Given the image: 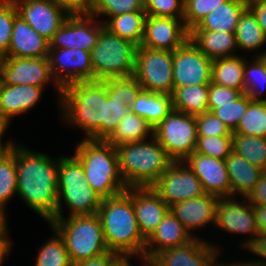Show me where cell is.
I'll return each instance as SVG.
<instances>
[{
	"mask_svg": "<svg viewBox=\"0 0 266 266\" xmlns=\"http://www.w3.org/2000/svg\"><path fill=\"white\" fill-rule=\"evenodd\" d=\"M245 56V57H244ZM230 56L212 61L211 82L244 93V64L246 55Z\"/></svg>",
	"mask_w": 266,
	"mask_h": 266,
	"instance_id": "obj_31",
	"label": "cell"
},
{
	"mask_svg": "<svg viewBox=\"0 0 266 266\" xmlns=\"http://www.w3.org/2000/svg\"><path fill=\"white\" fill-rule=\"evenodd\" d=\"M8 151L0 144V158L6 154Z\"/></svg>",
	"mask_w": 266,
	"mask_h": 266,
	"instance_id": "obj_62",
	"label": "cell"
},
{
	"mask_svg": "<svg viewBox=\"0 0 266 266\" xmlns=\"http://www.w3.org/2000/svg\"><path fill=\"white\" fill-rule=\"evenodd\" d=\"M95 18L87 11L71 12L49 41V48H79L91 53L105 28L102 20Z\"/></svg>",
	"mask_w": 266,
	"mask_h": 266,
	"instance_id": "obj_11",
	"label": "cell"
},
{
	"mask_svg": "<svg viewBox=\"0 0 266 266\" xmlns=\"http://www.w3.org/2000/svg\"><path fill=\"white\" fill-rule=\"evenodd\" d=\"M74 156L81 162L88 184L102 198L127 190L120 175L116 147L106 140L82 139Z\"/></svg>",
	"mask_w": 266,
	"mask_h": 266,
	"instance_id": "obj_4",
	"label": "cell"
},
{
	"mask_svg": "<svg viewBox=\"0 0 266 266\" xmlns=\"http://www.w3.org/2000/svg\"><path fill=\"white\" fill-rule=\"evenodd\" d=\"M17 195V171L15 152L11 149L0 158V208L6 211V204Z\"/></svg>",
	"mask_w": 266,
	"mask_h": 266,
	"instance_id": "obj_39",
	"label": "cell"
},
{
	"mask_svg": "<svg viewBox=\"0 0 266 266\" xmlns=\"http://www.w3.org/2000/svg\"><path fill=\"white\" fill-rule=\"evenodd\" d=\"M49 227L54 235L38 251L35 266H72L63 238L50 225Z\"/></svg>",
	"mask_w": 266,
	"mask_h": 266,
	"instance_id": "obj_36",
	"label": "cell"
},
{
	"mask_svg": "<svg viewBox=\"0 0 266 266\" xmlns=\"http://www.w3.org/2000/svg\"><path fill=\"white\" fill-rule=\"evenodd\" d=\"M198 137L232 136L230 129L212 112L195 116Z\"/></svg>",
	"mask_w": 266,
	"mask_h": 266,
	"instance_id": "obj_47",
	"label": "cell"
},
{
	"mask_svg": "<svg viewBox=\"0 0 266 266\" xmlns=\"http://www.w3.org/2000/svg\"><path fill=\"white\" fill-rule=\"evenodd\" d=\"M59 4L67 7L71 12L88 11L91 0H56Z\"/></svg>",
	"mask_w": 266,
	"mask_h": 266,
	"instance_id": "obj_54",
	"label": "cell"
},
{
	"mask_svg": "<svg viewBox=\"0 0 266 266\" xmlns=\"http://www.w3.org/2000/svg\"><path fill=\"white\" fill-rule=\"evenodd\" d=\"M208 92L209 84L174 88L173 109L194 116L208 112Z\"/></svg>",
	"mask_w": 266,
	"mask_h": 266,
	"instance_id": "obj_33",
	"label": "cell"
},
{
	"mask_svg": "<svg viewBox=\"0 0 266 266\" xmlns=\"http://www.w3.org/2000/svg\"><path fill=\"white\" fill-rule=\"evenodd\" d=\"M184 162L199 178L205 193L219 198L231 197V182L224 160L193 152Z\"/></svg>",
	"mask_w": 266,
	"mask_h": 266,
	"instance_id": "obj_20",
	"label": "cell"
},
{
	"mask_svg": "<svg viewBox=\"0 0 266 266\" xmlns=\"http://www.w3.org/2000/svg\"><path fill=\"white\" fill-rule=\"evenodd\" d=\"M259 233H266V205H253Z\"/></svg>",
	"mask_w": 266,
	"mask_h": 266,
	"instance_id": "obj_55",
	"label": "cell"
},
{
	"mask_svg": "<svg viewBox=\"0 0 266 266\" xmlns=\"http://www.w3.org/2000/svg\"><path fill=\"white\" fill-rule=\"evenodd\" d=\"M119 256V254L109 250L106 253L74 263L72 266H110Z\"/></svg>",
	"mask_w": 266,
	"mask_h": 266,
	"instance_id": "obj_51",
	"label": "cell"
},
{
	"mask_svg": "<svg viewBox=\"0 0 266 266\" xmlns=\"http://www.w3.org/2000/svg\"><path fill=\"white\" fill-rule=\"evenodd\" d=\"M120 175L127 187H151L173 160L152 136L116 147Z\"/></svg>",
	"mask_w": 266,
	"mask_h": 266,
	"instance_id": "obj_5",
	"label": "cell"
},
{
	"mask_svg": "<svg viewBox=\"0 0 266 266\" xmlns=\"http://www.w3.org/2000/svg\"><path fill=\"white\" fill-rule=\"evenodd\" d=\"M43 87L32 85H5L0 82V114L12 122L16 115L33 109L40 101Z\"/></svg>",
	"mask_w": 266,
	"mask_h": 266,
	"instance_id": "obj_25",
	"label": "cell"
},
{
	"mask_svg": "<svg viewBox=\"0 0 266 266\" xmlns=\"http://www.w3.org/2000/svg\"><path fill=\"white\" fill-rule=\"evenodd\" d=\"M153 136L173 161H184L195 151L197 144L195 116L172 109L153 128Z\"/></svg>",
	"mask_w": 266,
	"mask_h": 266,
	"instance_id": "obj_9",
	"label": "cell"
},
{
	"mask_svg": "<svg viewBox=\"0 0 266 266\" xmlns=\"http://www.w3.org/2000/svg\"><path fill=\"white\" fill-rule=\"evenodd\" d=\"M244 199V200H243ZM215 226L228 233L239 235L249 234V238L240 245L247 249L259 234L257 220L253 205L246 197L219 198L216 206Z\"/></svg>",
	"mask_w": 266,
	"mask_h": 266,
	"instance_id": "obj_13",
	"label": "cell"
},
{
	"mask_svg": "<svg viewBox=\"0 0 266 266\" xmlns=\"http://www.w3.org/2000/svg\"><path fill=\"white\" fill-rule=\"evenodd\" d=\"M102 199L88 184L81 162L74 155L59 156L58 199L55 217L64 216V205L70 210L68 217L96 214Z\"/></svg>",
	"mask_w": 266,
	"mask_h": 266,
	"instance_id": "obj_6",
	"label": "cell"
},
{
	"mask_svg": "<svg viewBox=\"0 0 266 266\" xmlns=\"http://www.w3.org/2000/svg\"><path fill=\"white\" fill-rule=\"evenodd\" d=\"M232 150L250 164L266 170V138L242 134L232 135Z\"/></svg>",
	"mask_w": 266,
	"mask_h": 266,
	"instance_id": "obj_35",
	"label": "cell"
},
{
	"mask_svg": "<svg viewBox=\"0 0 266 266\" xmlns=\"http://www.w3.org/2000/svg\"><path fill=\"white\" fill-rule=\"evenodd\" d=\"M133 206L138 228L147 240L169 211L152 187H133Z\"/></svg>",
	"mask_w": 266,
	"mask_h": 266,
	"instance_id": "obj_21",
	"label": "cell"
},
{
	"mask_svg": "<svg viewBox=\"0 0 266 266\" xmlns=\"http://www.w3.org/2000/svg\"><path fill=\"white\" fill-rule=\"evenodd\" d=\"M193 238L169 210L152 235L146 240L144 265L160 251L184 245Z\"/></svg>",
	"mask_w": 266,
	"mask_h": 266,
	"instance_id": "obj_23",
	"label": "cell"
},
{
	"mask_svg": "<svg viewBox=\"0 0 266 266\" xmlns=\"http://www.w3.org/2000/svg\"><path fill=\"white\" fill-rule=\"evenodd\" d=\"M18 16L50 41L71 11L56 0H13Z\"/></svg>",
	"mask_w": 266,
	"mask_h": 266,
	"instance_id": "obj_16",
	"label": "cell"
},
{
	"mask_svg": "<svg viewBox=\"0 0 266 266\" xmlns=\"http://www.w3.org/2000/svg\"><path fill=\"white\" fill-rule=\"evenodd\" d=\"M220 250L202 238L157 253L145 266H215Z\"/></svg>",
	"mask_w": 266,
	"mask_h": 266,
	"instance_id": "obj_18",
	"label": "cell"
},
{
	"mask_svg": "<svg viewBox=\"0 0 266 266\" xmlns=\"http://www.w3.org/2000/svg\"><path fill=\"white\" fill-rule=\"evenodd\" d=\"M233 134L266 138V101H251Z\"/></svg>",
	"mask_w": 266,
	"mask_h": 266,
	"instance_id": "obj_37",
	"label": "cell"
},
{
	"mask_svg": "<svg viewBox=\"0 0 266 266\" xmlns=\"http://www.w3.org/2000/svg\"><path fill=\"white\" fill-rule=\"evenodd\" d=\"M173 109L172 97L168 94L142 90L129 110L143 117L153 128Z\"/></svg>",
	"mask_w": 266,
	"mask_h": 266,
	"instance_id": "obj_29",
	"label": "cell"
},
{
	"mask_svg": "<svg viewBox=\"0 0 266 266\" xmlns=\"http://www.w3.org/2000/svg\"><path fill=\"white\" fill-rule=\"evenodd\" d=\"M146 17L145 11L123 13L109 17L104 26L110 33L130 40L139 47L144 35Z\"/></svg>",
	"mask_w": 266,
	"mask_h": 266,
	"instance_id": "obj_32",
	"label": "cell"
},
{
	"mask_svg": "<svg viewBox=\"0 0 266 266\" xmlns=\"http://www.w3.org/2000/svg\"><path fill=\"white\" fill-rule=\"evenodd\" d=\"M6 217L5 211L0 208V238H9Z\"/></svg>",
	"mask_w": 266,
	"mask_h": 266,
	"instance_id": "obj_58",
	"label": "cell"
},
{
	"mask_svg": "<svg viewBox=\"0 0 266 266\" xmlns=\"http://www.w3.org/2000/svg\"><path fill=\"white\" fill-rule=\"evenodd\" d=\"M227 0H184L183 21L189 31L196 27L212 10Z\"/></svg>",
	"mask_w": 266,
	"mask_h": 266,
	"instance_id": "obj_44",
	"label": "cell"
},
{
	"mask_svg": "<svg viewBox=\"0 0 266 266\" xmlns=\"http://www.w3.org/2000/svg\"><path fill=\"white\" fill-rule=\"evenodd\" d=\"M235 34L240 51H259L262 49L260 47L266 44V36L259 26L256 16L249 8L240 16Z\"/></svg>",
	"mask_w": 266,
	"mask_h": 266,
	"instance_id": "obj_34",
	"label": "cell"
},
{
	"mask_svg": "<svg viewBox=\"0 0 266 266\" xmlns=\"http://www.w3.org/2000/svg\"><path fill=\"white\" fill-rule=\"evenodd\" d=\"M17 16L13 0H0V58L8 52L13 23Z\"/></svg>",
	"mask_w": 266,
	"mask_h": 266,
	"instance_id": "obj_45",
	"label": "cell"
},
{
	"mask_svg": "<svg viewBox=\"0 0 266 266\" xmlns=\"http://www.w3.org/2000/svg\"><path fill=\"white\" fill-rule=\"evenodd\" d=\"M17 195L48 224L55 219L58 199L59 158L16 143Z\"/></svg>",
	"mask_w": 266,
	"mask_h": 266,
	"instance_id": "obj_1",
	"label": "cell"
},
{
	"mask_svg": "<svg viewBox=\"0 0 266 266\" xmlns=\"http://www.w3.org/2000/svg\"><path fill=\"white\" fill-rule=\"evenodd\" d=\"M152 136L153 127L143 117L128 110L106 141L117 147L126 143L143 141Z\"/></svg>",
	"mask_w": 266,
	"mask_h": 266,
	"instance_id": "obj_30",
	"label": "cell"
},
{
	"mask_svg": "<svg viewBox=\"0 0 266 266\" xmlns=\"http://www.w3.org/2000/svg\"><path fill=\"white\" fill-rule=\"evenodd\" d=\"M49 41L17 16L13 23L11 43L3 57L48 58Z\"/></svg>",
	"mask_w": 266,
	"mask_h": 266,
	"instance_id": "obj_24",
	"label": "cell"
},
{
	"mask_svg": "<svg viewBox=\"0 0 266 266\" xmlns=\"http://www.w3.org/2000/svg\"><path fill=\"white\" fill-rule=\"evenodd\" d=\"M53 79L62 88L77 81H93L91 53L82 49L49 48Z\"/></svg>",
	"mask_w": 266,
	"mask_h": 266,
	"instance_id": "obj_17",
	"label": "cell"
},
{
	"mask_svg": "<svg viewBox=\"0 0 266 266\" xmlns=\"http://www.w3.org/2000/svg\"><path fill=\"white\" fill-rule=\"evenodd\" d=\"M248 8V0H227L207 14L191 30L225 31L236 33L240 16Z\"/></svg>",
	"mask_w": 266,
	"mask_h": 266,
	"instance_id": "obj_28",
	"label": "cell"
},
{
	"mask_svg": "<svg viewBox=\"0 0 266 266\" xmlns=\"http://www.w3.org/2000/svg\"><path fill=\"white\" fill-rule=\"evenodd\" d=\"M225 162L231 182V197H237V194L238 197H247L258 183L263 170L250 164L233 150Z\"/></svg>",
	"mask_w": 266,
	"mask_h": 266,
	"instance_id": "obj_27",
	"label": "cell"
},
{
	"mask_svg": "<svg viewBox=\"0 0 266 266\" xmlns=\"http://www.w3.org/2000/svg\"><path fill=\"white\" fill-rule=\"evenodd\" d=\"M138 46L104 28L91 51L93 80L133 76Z\"/></svg>",
	"mask_w": 266,
	"mask_h": 266,
	"instance_id": "obj_8",
	"label": "cell"
},
{
	"mask_svg": "<svg viewBox=\"0 0 266 266\" xmlns=\"http://www.w3.org/2000/svg\"><path fill=\"white\" fill-rule=\"evenodd\" d=\"M97 214L108 249L120 256H136L144 263L146 240L135 217L133 187L116 196L103 198Z\"/></svg>",
	"mask_w": 266,
	"mask_h": 266,
	"instance_id": "obj_3",
	"label": "cell"
},
{
	"mask_svg": "<svg viewBox=\"0 0 266 266\" xmlns=\"http://www.w3.org/2000/svg\"><path fill=\"white\" fill-rule=\"evenodd\" d=\"M189 39L183 19L148 16L141 47L175 51Z\"/></svg>",
	"mask_w": 266,
	"mask_h": 266,
	"instance_id": "obj_19",
	"label": "cell"
},
{
	"mask_svg": "<svg viewBox=\"0 0 266 266\" xmlns=\"http://www.w3.org/2000/svg\"><path fill=\"white\" fill-rule=\"evenodd\" d=\"M247 251L260 257L259 259L257 258V260L254 259L253 262L260 266L266 265V233H259L255 237L253 243L247 248Z\"/></svg>",
	"mask_w": 266,
	"mask_h": 266,
	"instance_id": "obj_52",
	"label": "cell"
},
{
	"mask_svg": "<svg viewBox=\"0 0 266 266\" xmlns=\"http://www.w3.org/2000/svg\"><path fill=\"white\" fill-rule=\"evenodd\" d=\"M249 61L246 59L244 64V93L252 101H266L262 95L266 88V71L262 62L256 57Z\"/></svg>",
	"mask_w": 266,
	"mask_h": 266,
	"instance_id": "obj_38",
	"label": "cell"
},
{
	"mask_svg": "<svg viewBox=\"0 0 266 266\" xmlns=\"http://www.w3.org/2000/svg\"><path fill=\"white\" fill-rule=\"evenodd\" d=\"M248 8L256 16L258 24L266 36V0H248Z\"/></svg>",
	"mask_w": 266,
	"mask_h": 266,
	"instance_id": "obj_53",
	"label": "cell"
},
{
	"mask_svg": "<svg viewBox=\"0 0 266 266\" xmlns=\"http://www.w3.org/2000/svg\"><path fill=\"white\" fill-rule=\"evenodd\" d=\"M148 16L183 19L184 0H144Z\"/></svg>",
	"mask_w": 266,
	"mask_h": 266,
	"instance_id": "obj_46",
	"label": "cell"
},
{
	"mask_svg": "<svg viewBox=\"0 0 266 266\" xmlns=\"http://www.w3.org/2000/svg\"><path fill=\"white\" fill-rule=\"evenodd\" d=\"M11 239L9 238H0V266L3 265V261L6 256L11 252Z\"/></svg>",
	"mask_w": 266,
	"mask_h": 266,
	"instance_id": "obj_57",
	"label": "cell"
},
{
	"mask_svg": "<svg viewBox=\"0 0 266 266\" xmlns=\"http://www.w3.org/2000/svg\"><path fill=\"white\" fill-rule=\"evenodd\" d=\"M232 151V136L198 137L194 152L224 160Z\"/></svg>",
	"mask_w": 266,
	"mask_h": 266,
	"instance_id": "obj_43",
	"label": "cell"
},
{
	"mask_svg": "<svg viewBox=\"0 0 266 266\" xmlns=\"http://www.w3.org/2000/svg\"><path fill=\"white\" fill-rule=\"evenodd\" d=\"M151 187L169 207L206 194L199 178L184 161H173Z\"/></svg>",
	"mask_w": 266,
	"mask_h": 266,
	"instance_id": "obj_14",
	"label": "cell"
},
{
	"mask_svg": "<svg viewBox=\"0 0 266 266\" xmlns=\"http://www.w3.org/2000/svg\"><path fill=\"white\" fill-rule=\"evenodd\" d=\"M215 266H260V265H258L257 263H255V262H253L252 260L251 261H247L246 260V262H244V261H242V262H237V263H222V261H220V262H218L217 261V263H216V265Z\"/></svg>",
	"mask_w": 266,
	"mask_h": 266,
	"instance_id": "obj_59",
	"label": "cell"
},
{
	"mask_svg": "<svg viewBox=\"0 0 266 266\" xmlns=\"http://www.w3.org/2000/svg\"><path fill=\"white\" fill-rule=\"evenodd\" d=\"M133 76L143 90L171 95L173 84V52L139 46Z\"/></svg>",
	"mask_w": 266,
	"mask_h": 266,
	"instance_id": "obj_10",
	"label": "cell"
},
{
	"mask_svg": "<svg viewBox=\"0 0 266 266\" xmlns=\"http://www.w3.org/2000/svg\"><path fill=\"white\" fill-rule=\"evenodd\" d=\"M143 90L134 76L107 79V93L109 98L119 99L130 107Z\"/></svg>",
	"mask_w": 266,
	"mask_h": 266,
	"instance_id": "obj_42",
	"label": "cell"
},
{
	"mask_svg": "<svg viewBox=\"0 0 266 266\" xmlns=\"http://www.w3.org/2000/svg\"><path fill=\"white\" fill-rule=\"evenodd\" d=\"M11 122L5 118L4 116H2L0 114V144L7 150L10 151L13 146L16 144V142H13L12 140H9L7 142H2V137L5 135V131H7V128H9L8 126H10ZM4 143V144H3Z\"/></svg>",
	"mask_w": 266,
	"mask_h": 266,
	"instance_id": "obj_56",
	"label": "cell"
},
{
	"mask_svg": "<svg viewBox=\"0 0 266 266\" xmlns=\"http://www.w3.org/2000/svg\"><path fill=\"white\" fill-rule=\"evenodd\" d=\"M107 79L77 81L62 87L59 99L62 121L84 132V139L103 140Z\"/></svg>",
	"mask_w": 266,
	"mask_h": 266,
	"instance_id": "obj_2",
	"label": "cell"
},
{
	"mask_svg": "<svg viewBox=\"0 0 266 266\" xmlns=\"http://www.w3.org/2000/svg\"><path fill=\"white\" fill-rule=\"evenodd\" d=\"M0 82L5 85H32L45 89L48 83L54 84L58 102L62 88L53 79L48 58H0Z\"/></svg>",
	"mask_w": 266,
	"mask_h": 266,
	"instance_id": "obj_12",
	"label": "cell"
},
{
	"mask_svg": "<svg viewBox=\"0 0 266 266\" xmlns=\"http://www.w3.org/2000/svg\"><path fill=\"white\" fill-rule=\"evenodd\" d=\"M212 60L189 39L173 51L174 88L210 84Z\"/></svg>",
	"mask_w": 266,
	"mask_h": 266,
	"instance_id": "obj_15",
	"label": "cell"
},
{
	"mask_svg": "<svg viewBox=\"0 0 266 266\" xmlns=\"http://www.w3.org/2000/svg\"><path fill=\"white\" fill-rule=\"evenodd\" d=\"M132 257L134 256H119L110 266H132L130 263Z\"/></svg>",
	"mask_w": 266,
	"mask_h": 266,
	"instance_id": "obj_60",
	"label": "cell"
},
{
	"mask_svg": "<svg viewBox=\"0 0 266 266\" xmlns=\"http://www.w3.org/2000/svg\"><path fill=\"white\" fill-rule=\"evenodd\" d=\"M135 11H144V0H91L87 12L96 17L106 16L102 21L104 23L111 16Z\"/></svg>",
	"mask_w": 266,
	"mask_h": 266,
	"instance_id": "obj_41",
	"label": "cell"
},
{
	"mask_svg": "<svg viewBox=\"0 0 266 266\" xmlns=\"http://www.w3.org/2000/svg\"><path fill=\"white\" fill-rule=\"evenodd\" d=\"M189 40L212 61L236 56V34L225 31L189 30Z\"/></svg>",
	"mask_w": 266,
	"mask_h": 266,
	"instance_id": "obj_26",
	"label": "cell"
},
{
	"mask_svg": "<svg viewBox=\"0 0 266 266\" xmlns=\"http://www.w3.org/2000/svg\"><path fill=\"white\" fill-rule=\"evenodd\" d=\"M218 199V196L206 193L203 196L171 205L169 210L182 223L192 237H199L194 236V230L202 229L207 224L209 226L210 224H215Z\"/></svg>",
	"mask_w": 266,
	"mask_h": 266,
	"instance_id": "obj_22",
	"label": "cell"
},
{
	"mask_svg": "<svg viewBox=\"0 0 266 266\" xmlns=\"http://www.w3.org/2000/svg\"><path fill=\"white\" fill-rule=\"evenodd\" d=\"M246 199L252 205H266V170L262 172L258 183L254 189L248 194Z\"/></svg>",
	"mask_w": 266,
	"mask_h": 266,
	"instance_id": "obj_50",
	"label": "cell"
},
{
	"mask_svg": "<svg viewBox=\"0 0 266 266\" xmlns=\"http://www.w3.org/2000/svg\"><path fill=\"white\" fill-rule=\"evenodd\" d=\"M49 224L63 238L72 264L109 251L97 213L55 217Z\"/></svg>",
	"mask_w": 266,
	"mask_h": 266,
	"instance_id": "obj_7",
	"label": "cell"
},
{
	"mask_svg": "<svg viewBox=\"0 0 266 266\" xmlns=\"http://www.w3.org/2000/svg\"><path fill=\"white\" fill-rule=\"evenodd\" d=\"M256 56L263 64L265 71H266V50H263L262 52L258 53Z\"/></svg>",
	"mask_w": 266,
	"mask_h": 266,
	"instance_id": "obj_61",
	"label": "cell"
},
{
	"mask_svg": "<svg viewBox=\"0 0 266 266\" xmlns=\"http://www.w3.org/2000/svg\"><path fill=\"white\" fill-rule=\"evenodd\" d=\"M128 110L129 107L124 101L107 98L105 103V121H103V140H106L113 133Z\"/></svg>",
	"mask_w": 266,
	"mask_h": 266,
	"instance_id": "obj_48",
	"label": "cell"
},
{
	"mask_svg": "<svg viewBox=\"0 0 266 266\" xmlns=\"http://www.w3.org/2000/svg\"><path fill=\"white\" fill-rule=\"evenodd\" d=\"M251 101L248 95L243 93L238 99L230 103L208 104V111L218 117L233 133Z\"/></svg>",
	"mask_w": 266,
	"mask_h": 266,
	"instance_id": "obj_40",
	"label": "cell"
},
{
	"mask_svg": "<svg viewBox=\"0 0 266 266\" xmlns=\"http://www.w3.org/2000/svg\"><path fill=\"white\" fill-rule=\"evenodd\" d=\"M243 93L240 90L210 83L208 104H226L238 99Z\"/></svg>",
	"mask_w": 266,
	"mask_h": 266,
	"instance_id": "obj_49",
	"label": "cell"
}]
</instances>
